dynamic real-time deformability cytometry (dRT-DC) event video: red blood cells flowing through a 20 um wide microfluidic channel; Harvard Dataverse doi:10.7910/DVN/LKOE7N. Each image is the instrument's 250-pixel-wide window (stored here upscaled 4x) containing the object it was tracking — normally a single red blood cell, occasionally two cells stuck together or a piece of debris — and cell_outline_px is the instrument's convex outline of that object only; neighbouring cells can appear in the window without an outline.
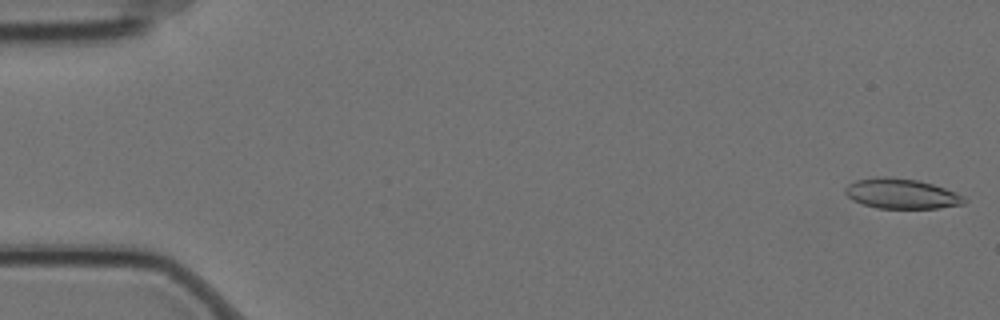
{"species": "Egyptian fruit bat (a non-hibernating species)", "species_latin": "Rousettus aegyptiacus", "temperature_condition": "cold", "stored_images_in_passage": 4, "camera_frame_rate_fps": 3000, "um_per_image_px": 0.085, "animal": {"sex": "female"}, "frame": {"image": 1, "passage_image": 1, "time_ms": 0.0, "image_size_px": [1000, 320], "cell_outline_px": [[968, 200], [964, 204], [940, 208], [876, 208], [852, 200], [844, 192], [844, 188], [848, 184], [856, 180], [880, 176], [884, 176], [916, 180], [932, 184], [944, 188], [964, 196]], "centroid_in_image_um": [76.62, 16.47], "position_along_channel_um": 8.4, "area_um2": 20.81}}